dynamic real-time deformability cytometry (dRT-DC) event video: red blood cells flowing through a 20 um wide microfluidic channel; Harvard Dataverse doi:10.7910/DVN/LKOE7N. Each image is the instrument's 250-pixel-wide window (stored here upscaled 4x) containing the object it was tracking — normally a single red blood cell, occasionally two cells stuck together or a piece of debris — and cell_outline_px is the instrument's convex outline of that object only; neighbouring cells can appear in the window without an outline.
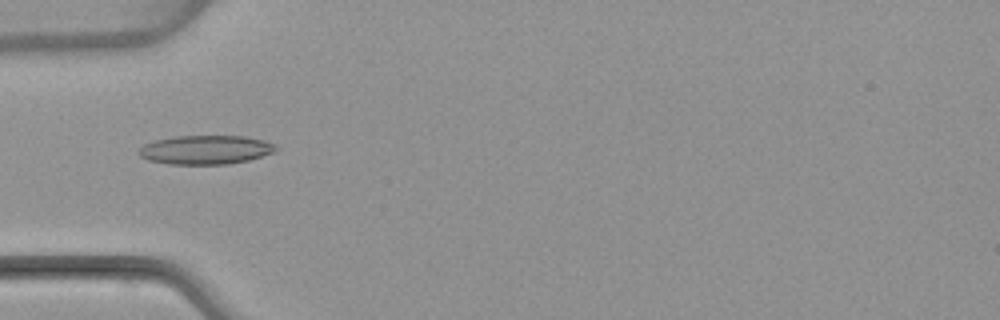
{"species": "common noctule bat (a hibernating species)", "species_latin": "Nyctalus noctula", "temperature_condition": "warm", "stored_images_in_passage": 4, "camera_frame_rate_fps": 3000, "um_per_image_px": 0.085, "animal": {"sex": "female", "body_mass_g": 22.7, "forearm_length_mm": 54.2}, "frame": {"image": 1, "passage_image": 4, "time_ms": 3.667, "image_size_px": [1000, 320], "cell_outline_px": [[280, 148], [276, 152], [248, 160], [228, 164], [168, 164], [148, 160], [140, 156], [136, 152], [144, 144], [156, 140], [176, 136], [244, 136], [264, 140], [276, 144]], "centroid_in_image_um": [17.51, 12.73], "position_along_channel_um": 67.5, "area_um2": 23.29}}